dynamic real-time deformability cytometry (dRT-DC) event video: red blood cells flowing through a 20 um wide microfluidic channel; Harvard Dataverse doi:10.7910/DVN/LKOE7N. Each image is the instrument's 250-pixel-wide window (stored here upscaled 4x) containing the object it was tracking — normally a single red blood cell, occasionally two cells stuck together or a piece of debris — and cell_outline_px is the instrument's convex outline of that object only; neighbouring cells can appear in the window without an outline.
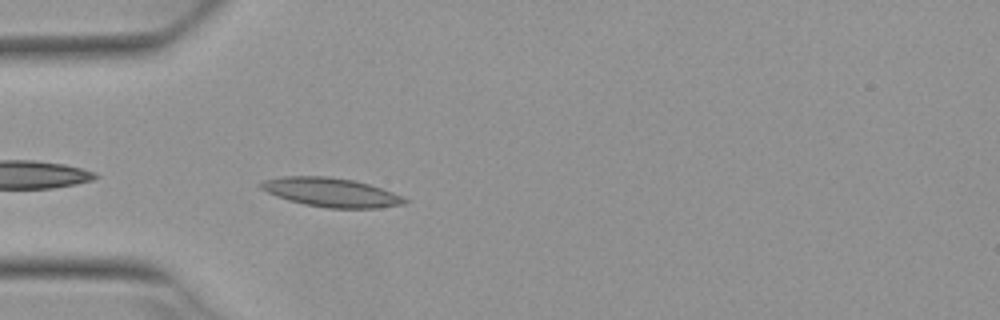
{"species": "Egyptian fruit bat (a non-hibernating species)", "species_latin": "Rousettus aegyptiacus", "temperature_condition": "warm", "stored_images_in_passage": 5, "camera_frame_rate_fps": 3000, "um_per_image_px": 0.085, "animal": {"sex": "female"}, "frame": {"image": 1, "passage_image": 5, "time_ms": 1.333, "image_size_px": [1000, 320], "cell_outline_px": [[408, 200], [404, 204], [380, 208], [328, 208], [304, 204], [288, 200], [276, 196], [260, 188], [256, 184], [264, 180], [280, 176], [328, 176], [352, 180], [368, 184], [392, 192]], "centroid_in_image_um": [28.09, 16.35], "position_along_channel_um": 56.9, "area_um2": 24.22}}